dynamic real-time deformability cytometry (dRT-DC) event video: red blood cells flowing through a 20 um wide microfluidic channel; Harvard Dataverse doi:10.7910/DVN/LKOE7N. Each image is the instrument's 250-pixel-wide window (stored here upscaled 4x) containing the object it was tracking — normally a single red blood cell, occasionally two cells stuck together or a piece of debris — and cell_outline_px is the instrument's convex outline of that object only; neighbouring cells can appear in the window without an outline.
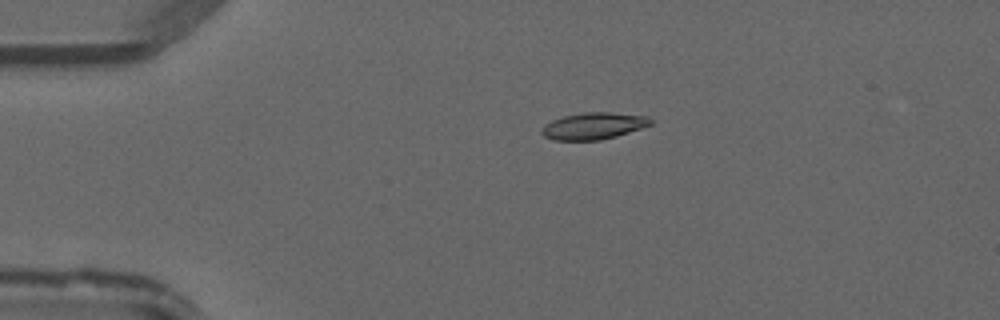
{"species": "common noctule bat (a hibernating species)", "species_latin": "Nyctalus noctula", "temperature_condition": "warm", "stored_images_in_passage": 44, "camera_frame_rate_fps": 3000, "um_per_image_px": 0.085, "animal": {"sex": "male", "forearm_length_mm": 52.5}, "frame": {"image": 1, "passage_image": 7, "time_ms": 2.0, "image_size_px": [1000, 320], "cell_outline_px": [[652, 124], [616, 136], [600, 140], [552, 140], [544, 136], [540, 132], [540, 128], [544, 124], [552, 120], [564, 116], [584, 112], [612, 112], [648, 116], [652, 120]], "centroid_in_image_um": [50.41, 10.7], "position_along_channel_um": 34.6, "area_um2": 17.05}}
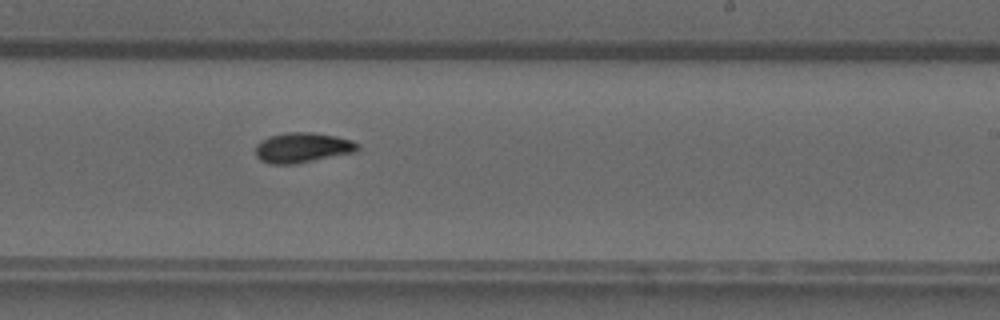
{"frame": {"image": 2, "passage_image": 26, "time_ms": 8.333, "image_size_px": [1000, 320], "cell_outline_px": [[360, 148], [356, 152], [292, 164], [272, 164], [260, 160], [256, 156], [256, 144], [260, 140], [268, 136], [288, 132], [312, 132], [336, 136], [352, 140], [360, 144]], "centroid_in_image_um": [25.71, 12.54], "position_along_channel_um": 263.3, "area_um2": 17.98}}
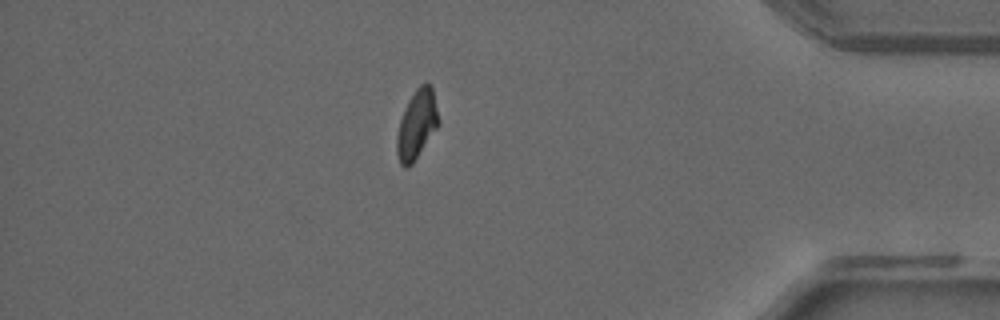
{"frame": {"image": 3, "passage_image": 38, "time_ms": 12.333, "image_size_px": [1000, 320], "cell_outline_px": [[440, 124], [412, 164], [408, 168], [404, 168], [400, 164], [396, 152], [396, 136], [400, 120], [408, 100], [416, 88], [420, 84], [428, 84], [432, 88], [440, 120]], "centroid_in_image_um": [35.42, 10.61], "position_along_channel_um": 399.8, "area_um2": 16.82}}